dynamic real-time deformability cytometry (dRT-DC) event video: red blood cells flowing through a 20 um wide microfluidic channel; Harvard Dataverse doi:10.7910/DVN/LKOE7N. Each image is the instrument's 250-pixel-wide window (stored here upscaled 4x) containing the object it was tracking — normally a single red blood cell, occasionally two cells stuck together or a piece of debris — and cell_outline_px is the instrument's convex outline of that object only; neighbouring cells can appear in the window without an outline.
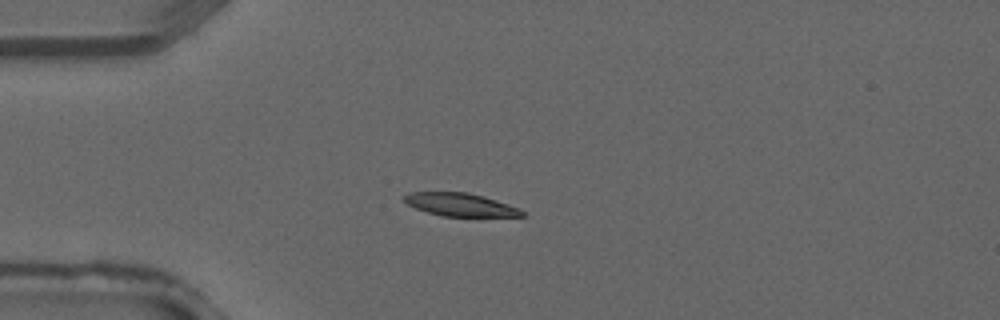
{"species": "common noctule bat (a hibernating species)", "species_latin": "Nyctalus noctula", "temperature_condition": "warm", "stored_images_in_passage": 2, "camera_frame_rate_fps": 3000, "um_per_image_px": 0.085, "animal": {"sex": "male", "forearm_length_mm": 52.5}, "frame": {"image": 1, "passage_image": 2, "time_ms": 0.333, "image_size_px": [1000, 320], "cell_outline_px": [[524, 216], [480, 220], [440, 216], [416, 208], [408, 204], [404, 200], [404, 196], [408, 192], [468, 192], [484, 196], [520, 208], [524, 212]], "centroid_in_image_um": [39.26, 17.47], "position_along_channel_um": 45.7, "area_um2": 16.94}}